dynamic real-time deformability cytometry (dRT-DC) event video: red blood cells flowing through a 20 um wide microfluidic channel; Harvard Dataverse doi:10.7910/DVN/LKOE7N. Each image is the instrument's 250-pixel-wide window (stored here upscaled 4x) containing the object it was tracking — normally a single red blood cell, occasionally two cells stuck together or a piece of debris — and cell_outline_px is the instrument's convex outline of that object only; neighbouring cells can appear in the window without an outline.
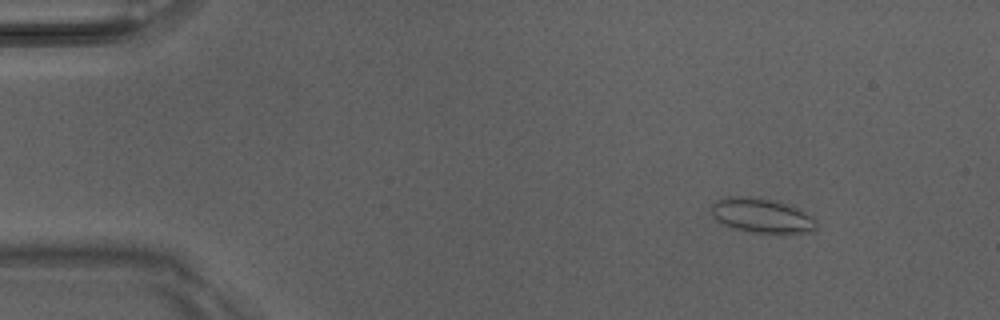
{"species": "Egyptian fruit bat (a non-hibernating species)", "species_latin": "Rousettus aegyptiacus", "temperature_condition": "room temperature", "stored_images_in_passage": 3, "camera_frame_rate_fps": 3000, "um_per_image_px": 0.085, "animal": {"sex": "male"}, "frame": {"image": 1, "passage_image": 1, "time_ms": 0.0, "image_size_px": [1000, 320], "cell_outline_px": [[816, 228], [812, 232], [784, 236], [752, 232], [732, 228], [716, 220], [712, 216], [712, 204], [716, 200], [728, 196], [752, 196], [784, 204], [796, 208], [816, 216]], "centroid_in_image_um": [64.8, 18.38], "position_along_channel_um": 20.2, "area_um2": 21.79}}